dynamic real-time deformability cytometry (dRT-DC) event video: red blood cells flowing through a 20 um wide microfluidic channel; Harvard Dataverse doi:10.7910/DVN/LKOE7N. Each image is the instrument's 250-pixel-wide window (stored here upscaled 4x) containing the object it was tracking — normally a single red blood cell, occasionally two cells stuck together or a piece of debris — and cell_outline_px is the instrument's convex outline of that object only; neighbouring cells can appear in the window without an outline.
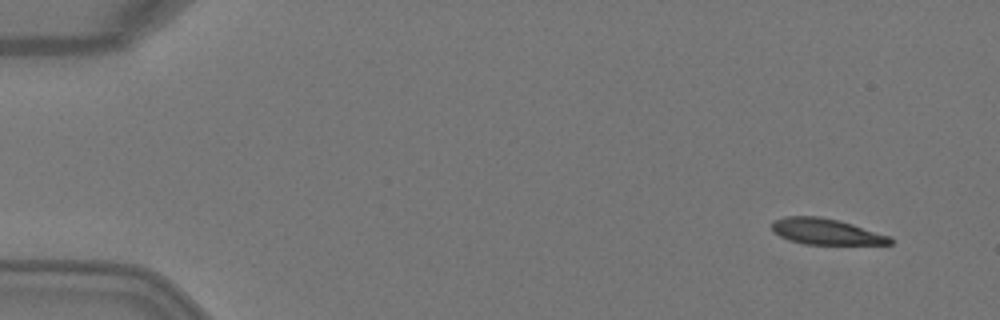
{"species": "Egyptian fruit bat (a non-hibernating species)", "species_latin": "Rousettus aegyptiacus", "temperature_condition": "warm", "stored_images_in_passage": 4, "camera_frame_rate_fps": 3000, "um_per_image_px": 0.085, "animal": {"sex": "female"}, "frame": {"image": 1, "passage_image": 1, "time_ms": 0.0, "image_size_px": [1000, 320], "cell_outline_px": [[892, 244], [804, 244], [780, 236], [772, 232], [772, 220], [784, 216], [820, 216], [852, 224], [892, 236]], "centroid_in_image_um": [70.2, 19.67], "position_along_channel_um": 14.8, "area_um2": 17.86}}
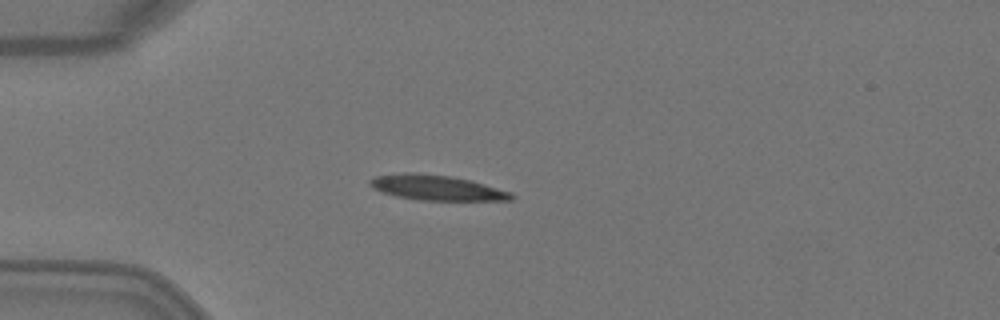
{"frame": {"image": 2, "passage_image": 4, "time_ms": 1.0, "image_size_px": [1000, 320], "cell_outline_px": [[516, 196], [512, 200], [416, 200], [396, 196], [372, 188], [368, 184], [368, 180], [376, 176], [404, 172], [416, 172], [452, 176], [472, 180], [512, 192]], "centroid_in_image_um": [37.12, 15.94], "position_along_channel_um": 47.9, "area_um2": 20.98}}